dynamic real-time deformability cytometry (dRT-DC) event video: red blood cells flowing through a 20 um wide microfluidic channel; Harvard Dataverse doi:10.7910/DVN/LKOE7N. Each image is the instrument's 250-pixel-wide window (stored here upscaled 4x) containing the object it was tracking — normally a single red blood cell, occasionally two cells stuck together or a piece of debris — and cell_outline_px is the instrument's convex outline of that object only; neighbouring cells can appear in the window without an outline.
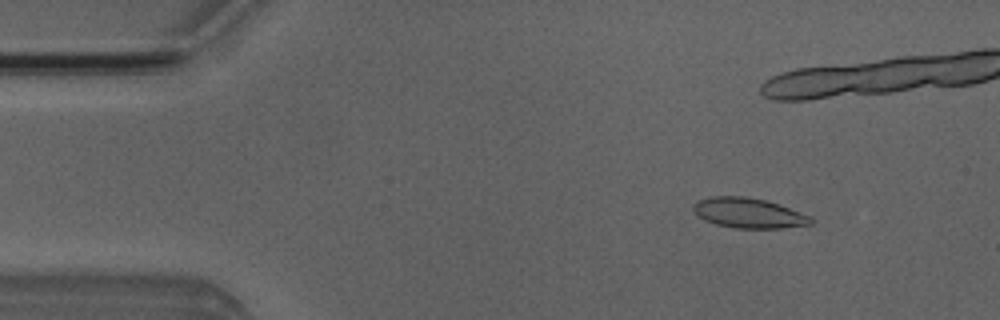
{"species": "Egyptian fruit bat (a non-hibernating species)", "species_latin": "Rousettus aegyptiacus", "temperature_condition": "room temperature", "stored_images_in_passage": 8, "camera_frame_rate_fps": 3000, "um_per_image_px": 0.085, "animal": {"sex": "male"}, "frame": {"image": 1, "passage_image": 1, "time_ms": 0.0, "image_size_px": [1000, 320], "cell_outline_px": [[812, 224], [780, 228], [732, 228], [716, 224], [704, 220], [692, 208], [692, 204], [700, 200], [712, 196], [744, 196], [764, 200], [812, 216]], "centroid_in_image_um": [63.62, 18.11], "position_along_channel_um": 21.4, "area_um2": 20.35}}
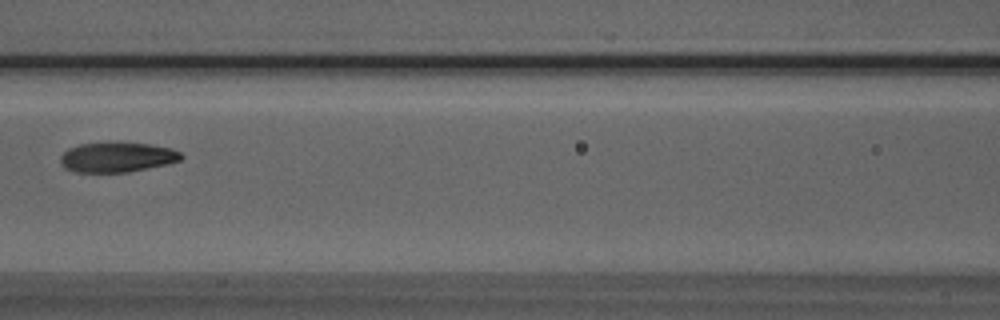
{"frame": {"image": 2, "passage_image": 7, "time_ms": 8.0, "image_size_px": [1000, 320], "cell_outline_px": [[184, 156], [180, 160], [168, 164], [128, 172], [76, 172], [64, 168], [60, 164], [60, 156], [68, 148], [80, 144], [152, 144], [172, 148], [180, 152]], "centroid_in_image_um": [9.96, 13.38], "position_along_channel_um": 156.6, "area_um2": 20.75}}
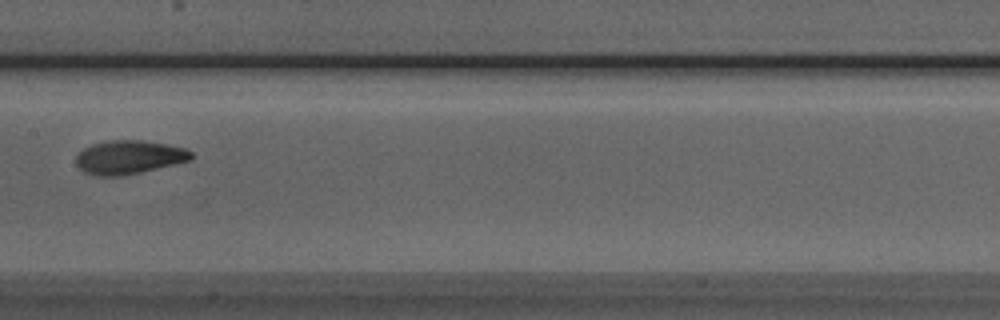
{"frame": {"image": 3, "passage_image": 8, "time_ms": 9.0, "image_size_px": [1000, 320], "cell_outline_px": [[192, 160], [140, 172], [120, 176], [96, 176], [84, 172], [76, 164], [76, 156], [84, 148], [92, 144], [112, 140], [140, 140], [164, 144], [184, 148], [192, 152]], "centroid_in_image_um": [10.95, 13.37], "position_along_channel_um": 196.5, "area_um2": 22.37}}